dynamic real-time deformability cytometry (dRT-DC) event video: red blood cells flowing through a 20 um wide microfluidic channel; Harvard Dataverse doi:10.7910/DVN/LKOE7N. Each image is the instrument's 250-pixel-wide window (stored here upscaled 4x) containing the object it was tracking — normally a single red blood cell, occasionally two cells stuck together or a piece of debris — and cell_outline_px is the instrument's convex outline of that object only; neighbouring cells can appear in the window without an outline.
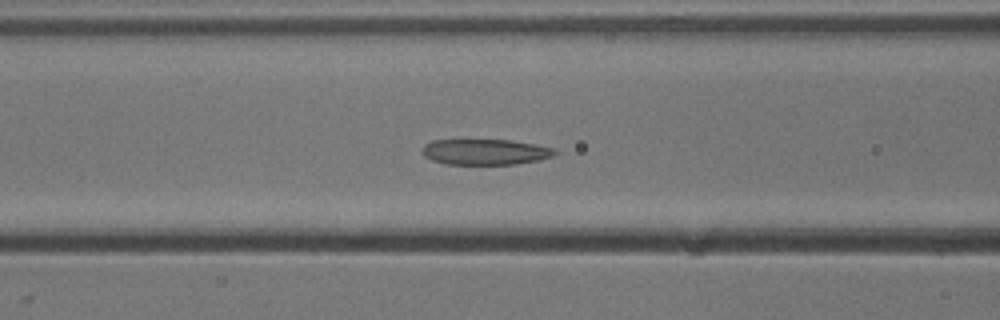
{"species": "common noctule bat (a hibernating species)", "species_latin": "Nyctalus noctula", "temperature_condition": "cold", "stored_images_in_passage": 35, "camera_frame_rate_fps": 3000, "um_per_image_px": 0.085, "animal": {"sex": "male", "body_mass_g": 13.3}, "frame": {"image": 1, "passage_image": 9, "time_ms": 2.667, "image_size_px": [1000, 320], "cell_outline_px": [[560, 152], [552, 156], [540, 160], [516, 164], [444, 164], [432, 160], [424, 156], [420, 152], [420, 148], [424, 144], [432, 140], [512, 140], [536, 144], [556, 148]], "centroid_in_image_um": [41.25, 12.91], "position_along_channel_um": 125.3, "area_um2": 20.23}}
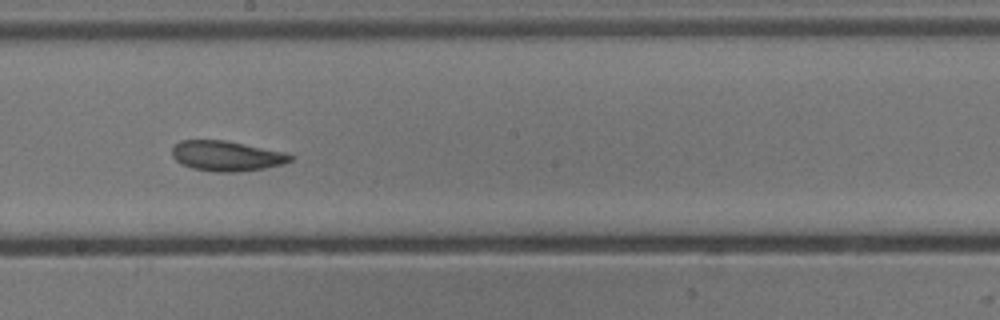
{"frame": {"image": 2, "passage_image": 17, "time_ms": 5.333, "image_size_px": [1000, 320], "cell_outline_px": [[296, 156], [292, 160], [284, 164], [264, 168], [236, 172], [216, 172], [192, 168], [180, 164], [172, 156], [172, 148], [180, 140], [224, 140], [284, 152]], "centroid_in_image_um": [19.26, 13.26], "position_along_channel_um": 228.9, "area_um2": 20.81}}
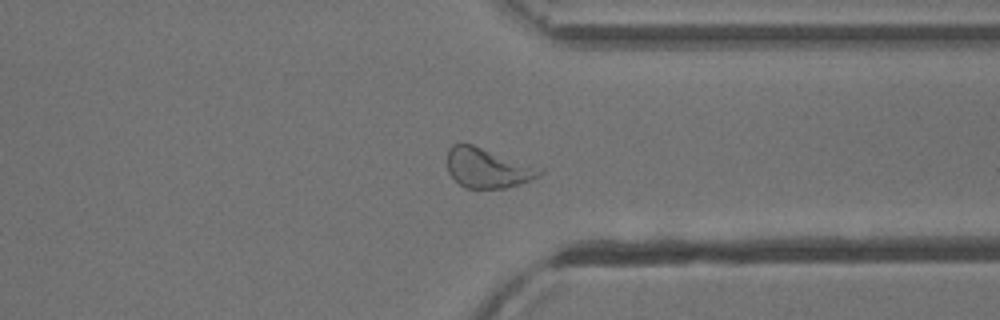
{"frame": {"image": 3, "passage_image": 28, "time_ms": 9.0, "image_size_px": [1000, 320], "cell_outline_px": [[544, 172], [520, 184], [504, 188], [464, 188], [448, 172], [448, 148], [452, 144], [472, 144], [544, 168]], "centroid_in_image_um": [41.45, 14.27], "position_along_channel_um": 370.0, "area_um2": 21.33}, "authors_computed_cell_mechanics": {"area_um2": 20.519, "velocity_mm_per_s": 3.8953, "shape_relaxation_time_tau1_ms": null, "shape_relaxation_time_tau2_ms": 6.0759, "deformation_change_tau1": null, "deformation_change_tau2": 0.1341}}